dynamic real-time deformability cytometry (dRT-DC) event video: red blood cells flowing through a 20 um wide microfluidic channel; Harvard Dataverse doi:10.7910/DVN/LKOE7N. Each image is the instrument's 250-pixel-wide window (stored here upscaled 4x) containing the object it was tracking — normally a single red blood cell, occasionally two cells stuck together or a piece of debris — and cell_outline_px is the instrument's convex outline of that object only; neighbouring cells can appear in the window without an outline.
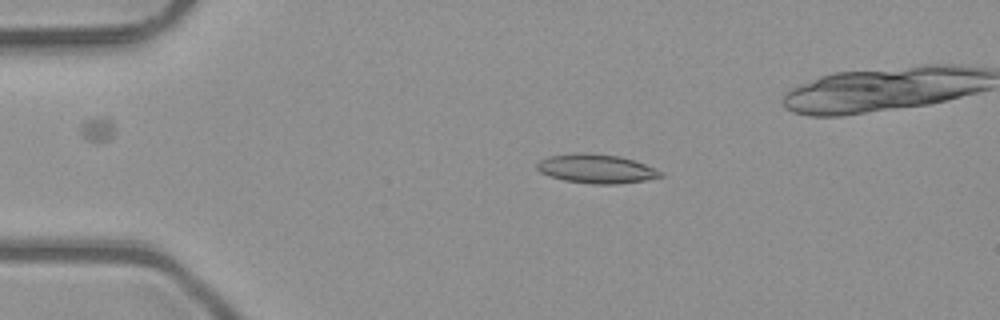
{"species": "common noctule bat (a hibernating species)", "species_latin": "Nyctalus noctula", "temperature_condition": "room temperature", "stored_images_in_passage": 4, "camera_frame_rate_fps": 3000, "um_per_image_px": 0.085, "animal": {"sex": "male", "body_mass_g": 23.1, "forearm_length_mm": 52.7}, "frame": {"image": 1, "passage_image": 2, "time_ms": 0.333, "image_size_px": [1000, 320], "cell_outline_px": [[664, 176], [644, 180], [616, 184], [592, 184], [564, 180], [548, 176], [540, 172], [536, 168], [536, 164], [540, 160], [548, 156], [572, 152], [584, 152], [620, 156], [644, 164], [664, 172]], "centroid_in_image_um": [50.65, 14.33], "position_along_channel_um": 34.4, "area_um2": 21.04}}